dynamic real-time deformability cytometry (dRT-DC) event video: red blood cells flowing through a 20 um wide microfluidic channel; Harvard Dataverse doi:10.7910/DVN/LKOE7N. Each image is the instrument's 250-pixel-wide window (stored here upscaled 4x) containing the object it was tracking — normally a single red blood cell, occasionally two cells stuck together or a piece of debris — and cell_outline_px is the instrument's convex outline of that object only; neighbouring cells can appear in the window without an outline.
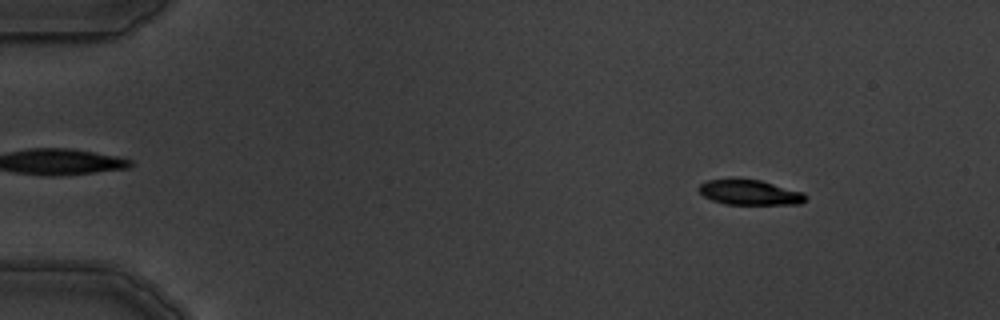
{"species": "common noctule bat (a hibernating species)", "species_latin": "Nyctalus noctula", "temperature_condition": "warm", "stored_images_in_passage": 5, "camera_frame_rate_fps": 3000, "um_per_image_px": 0.085, "animal": {"sex": "male", "body_mass_g": 19.5, "forearm_length_mm": 54.6}, "frame": {"image": 1, "passage_image": 2, "time_ms": 1.333, "image_size_px": [1000, 320], "cell_outline_px": [[808, 196], [800, 204], [724, 204], [712, 200], [704, 196], [700, 192], [700, 184], [708, 180], [732, 176], [760, 180], [804, 192]], "centroid_in_image_um": [63.71, 16.32], "position_along_channel_um": 21.3, "area_um2": 16.01}}